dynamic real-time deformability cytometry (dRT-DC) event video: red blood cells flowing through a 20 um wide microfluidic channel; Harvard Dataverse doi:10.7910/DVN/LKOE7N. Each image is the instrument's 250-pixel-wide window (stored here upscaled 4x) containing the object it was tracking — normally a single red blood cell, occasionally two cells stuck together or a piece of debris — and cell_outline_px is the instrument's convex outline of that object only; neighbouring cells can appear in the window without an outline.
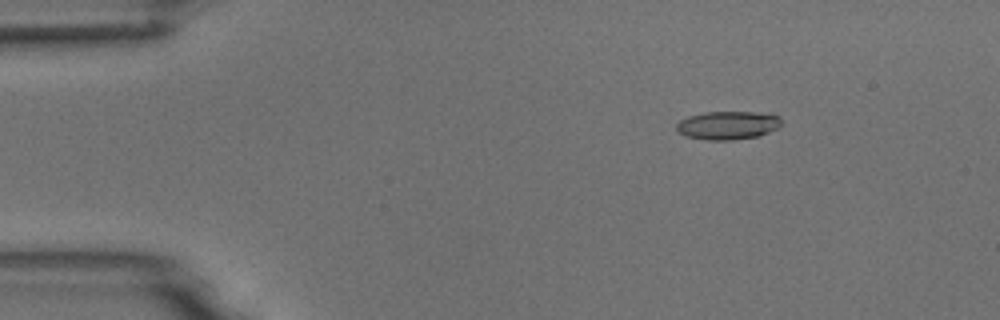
{"species": "common noctule bat (a hibernating species)", "species_latin": "Nyctalus noctula", "temperature_condition": "room temperature", "stored_images_in_passage": 49, "camera_frame_rate_fps": 3000, "um_per_image_px": 0.085, "animal": {"sex": "male", "body_mass_g": 18.8}, "frame": {"image": 1, "passage_image": 2, "time_ms": 0.333, "image_size_px": [1000, 320], "cell_outline_px": [[780, 128], [756, 136], [732, 140], [708, 140], [684, 136], [676, 128], [676, 124], [680, 120], [688, 116], [704, 112], [752, 112], [776, 116], [780, 120]], "centroid_in_image_um": [61.81, 10.65], "position_along_channel_um": 23.2, "area_um2": 17.11}}
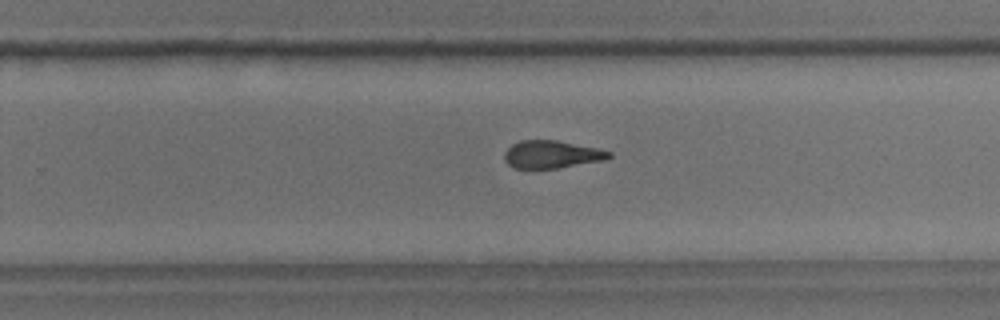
{"frame": {"image": 2, "passage_image": 29, "time_ms": 9.333, "image_size_px": [1000, 320], "cell_outline_px": [[612, 156], [604, 160], [556, 168], [512, 168], [504, 160], [504, 152], [512, 144], [520, 140], [556, 140], [596, 148], [612, 152]], "centroid_in_image_um": [46.86, 13.12], "position_along_channel_um": 282.9, "area_um2": 16.76}}
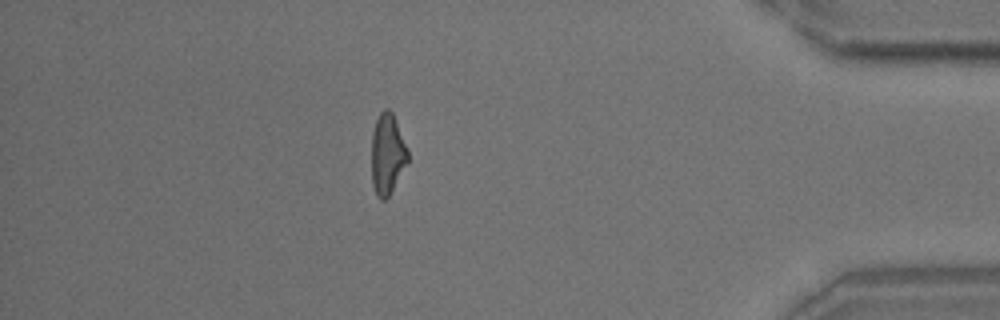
{"frame": {"image": 3, "passage_image": 42, "time_ms": 13.667, "image_size_px": [1000, 320], "cell_outline_px": [[408, 160], [388, 196], [384, 200], [380, 200], [376, 196], [372, 184], [372, 132], [376, 120], [380, 112], [384, 108], [388, 108], [392, 112], [408, 148]], "centroid_in_image_um": [32.91, 13.07], "position_along_channel_um": 402.3, "area_um2": 16.94}, "authors_computed_cell_mechanics": {"area_um2": 17.7446, "velocity_mm_per_s": 3.7024, "shape_relaxation_time_tau1_ms": null, "shape_relaxation_time_tau2_ms": 3.1664, "deformation_change_tau1": null, "deformation_change_tau2": 0.1179}}